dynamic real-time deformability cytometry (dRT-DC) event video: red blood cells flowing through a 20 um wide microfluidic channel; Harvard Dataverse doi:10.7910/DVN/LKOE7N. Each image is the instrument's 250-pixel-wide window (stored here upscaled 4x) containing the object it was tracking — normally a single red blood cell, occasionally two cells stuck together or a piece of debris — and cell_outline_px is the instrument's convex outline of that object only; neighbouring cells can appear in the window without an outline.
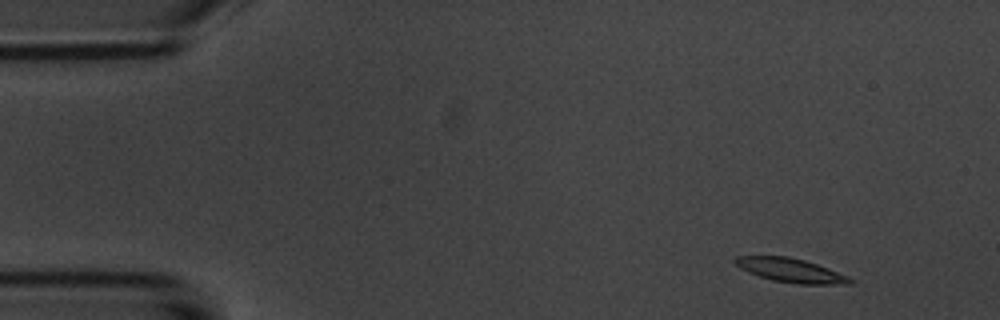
{"species": "common noctule bat (a hibernating species)", "species_latin": "Nyctalus noctula", "temperature_condition": "room temperature", "stored_images_in_passage": 5, "camera_frame_rate_fps": 3000, "um_per_image_px": 0.085, "animal": {"sex": "male", "body_mass_g": 20.1, "forearm_length_mm": 53.5}, "frame": {"image": 1, "passage_image": 1, "time_ms": 0.0, "image_size_px": [1000, 320], "cell_outline_px": [[856, 284], [796, 284], [772, 280], [748, 272], [740, 268], [732, 260], [736, 256], [788, 256], [804, 260], [828, 268], [848, 276], [856, 280]], "centroid_in_image_um": [67.25, 22.98], "position_along_channel_um": 17.8, "area_um2": 16.13}}
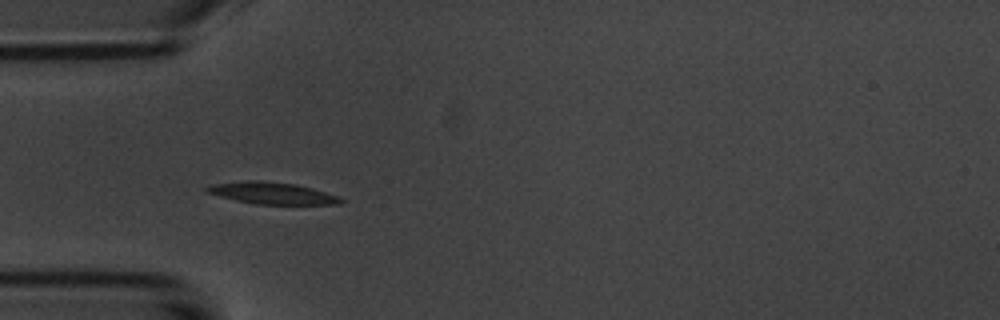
{"frame": {"image": 2, "passage_image": 4, "time_ms": 3.667, "image_size_px": [1000, 320], "cell_outline_px": [[344, 200], [340, 204], [256, 204], [236, 200], [204, 192], [204, 188], [212, 184], [248, 180], [256, 180], [296, 184], [312, 188], [340, 196]], "centroid_in_image_um": [23.13, 16.41], "position_along_channel_um": 61.9, "area_um2": 16.99}}
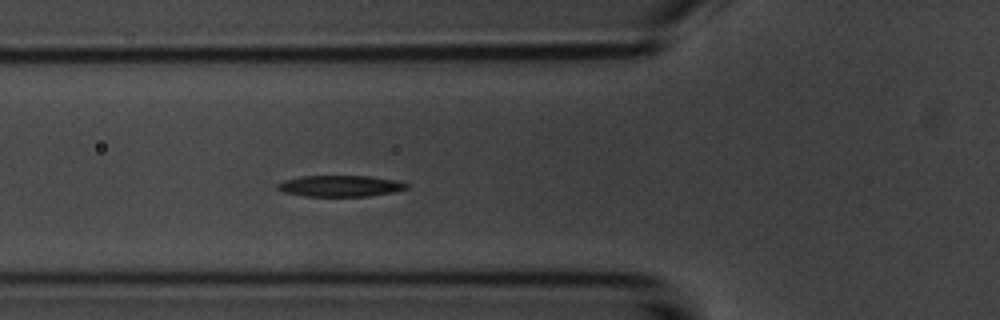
{"frame": {"image": 3, "passage_image": 5, "time_ms": 4.667, "image_size_px": [1000, 320], "cell_outline_px": [[408, 188], [392, 192], [368, 196], [304, 196], [284, 192], [276, 188], [276, 184], [284, 180], [300, 176], [368, 176], [392, 180], [408, 184]], "centroid_in_image_um": [28.85, 15.81], "position_along_channel_um": 96.9, "area_um2": 15.78}}